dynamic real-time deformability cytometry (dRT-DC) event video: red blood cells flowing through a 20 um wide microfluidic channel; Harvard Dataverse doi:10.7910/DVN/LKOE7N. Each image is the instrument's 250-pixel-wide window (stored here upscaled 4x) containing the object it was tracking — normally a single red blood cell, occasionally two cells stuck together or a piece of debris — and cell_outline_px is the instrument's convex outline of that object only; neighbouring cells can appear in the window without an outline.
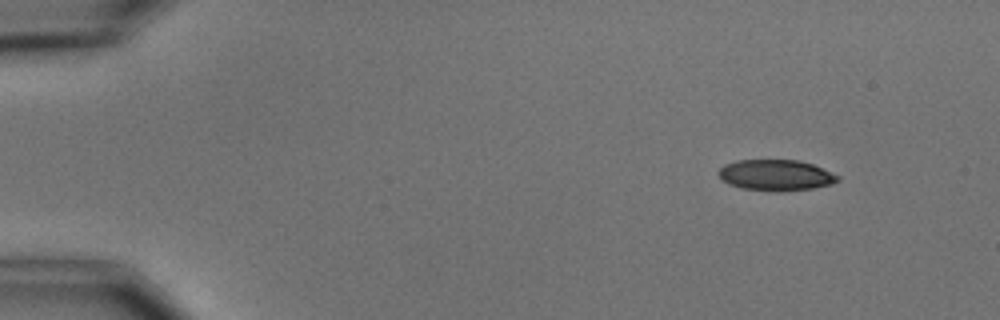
{"species": "common noctule bat (a hibernating species)", "species_latin": "Nyctalus noctula", "temperature_condition": "cold", "stored_images_in_passage": 5, "camera_frame_rate_fps": 3000, "um_per_image_px": 0.085, "animal": {"sex": "male", "body_mass_g": 15.6}, "frame": {"image": 1, "passage_image": 1, "time_ms": 0.0, "image_size_px": [1000, 320], "cell_outline_px": [[840, 180], [832, 184], [812, 188], [780, 192], [776, 192], [740, 188], [728, 184], [716, 172], [724, 164], [736, 160], [800, 160], [812, 164], [840, 176]], "centroid_in_image_um": [65.93, 14.89], "position_along_channel_um": 19.1, "area_um2": 21.68}}
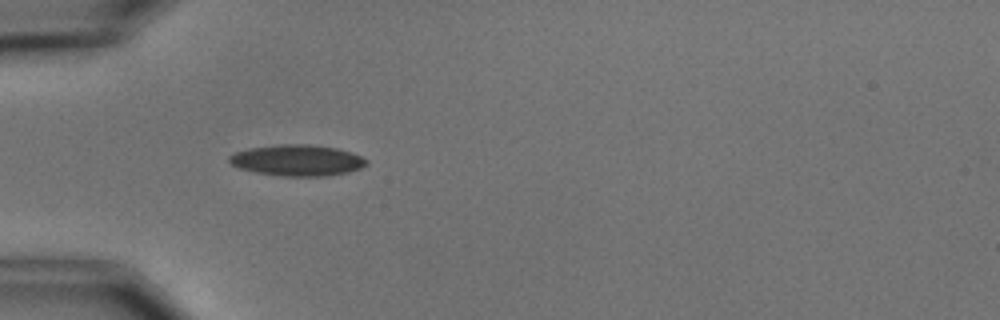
{"frame": {"image": 2, "passage_image": 4, "time_ms": 3.667, "image_size_px": [1000, 320], "cell_outline_px": [[368, 164], [360, 168], [348, 172], [328, 176], [280, 176], [256, 172], [240, 168], [232, 164], [228, 160], [228, 156], [236, 152], [248, 148], [280, 144], [308, 144], [336, 148], [352, 152], [368, 160]], "centroid_in_image_um": [25.28, 13.62], "position_along_channel_um": 59.7, "area_um2": 24.91}}